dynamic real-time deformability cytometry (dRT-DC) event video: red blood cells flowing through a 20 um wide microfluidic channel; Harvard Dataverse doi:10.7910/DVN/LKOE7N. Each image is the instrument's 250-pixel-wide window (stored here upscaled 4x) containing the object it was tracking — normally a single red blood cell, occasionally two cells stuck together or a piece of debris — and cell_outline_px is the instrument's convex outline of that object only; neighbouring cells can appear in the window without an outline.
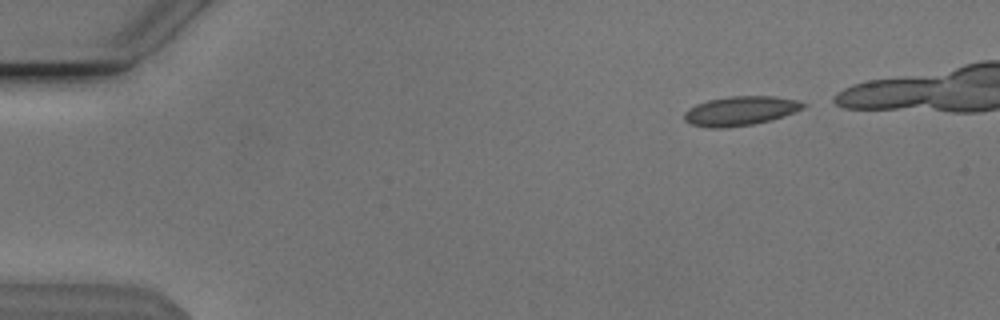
{"species": "Egyptian fruit bat (a non-hibernating species)", "species_latin": "Rousettus aegyptiacus", "temperature_condition": "cold", "stored_images_in_passage": 11, "camera_frame_rate_fps": 3000, "um_per_image_px": 0.085, "animal": {"sex": "male"}, "frame": {"image": 1, "passage_image": 2, "time_ms": 0.333, "image_size_px": [1000, 320], "cell_outline_px": [[808, 104], [804, 108], [796, 112], [772, 120], [752, 124], [724, 128], [712, 128], [692, 124], [684, 120], [684, 112], [688, 108], [696, 104], [708, 100], [728, 96], [776, 96], [796, 100]], "centroid_in_image_um": [62.95, 9.42], "position_along_channel_um": 22.0, "area_um2": 20.4}}